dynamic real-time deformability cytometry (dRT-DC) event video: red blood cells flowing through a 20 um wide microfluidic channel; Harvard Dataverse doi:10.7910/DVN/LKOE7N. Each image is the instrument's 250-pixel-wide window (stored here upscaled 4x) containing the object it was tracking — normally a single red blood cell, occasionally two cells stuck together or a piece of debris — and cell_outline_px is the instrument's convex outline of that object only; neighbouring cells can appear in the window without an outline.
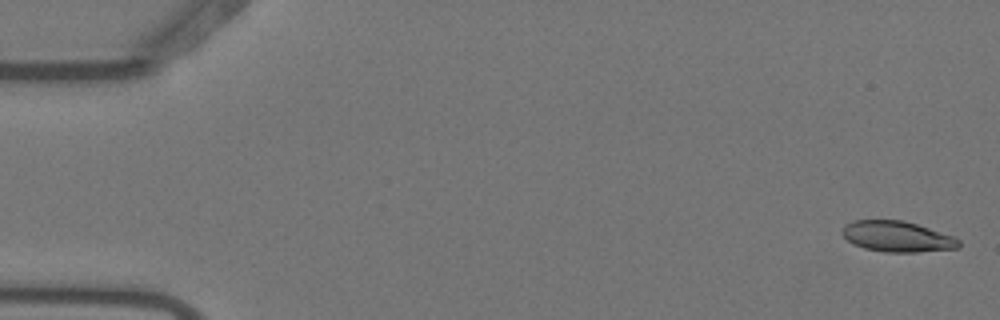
{"species": "Egyptian fruit bat (a non-hibernating species)", "species_latin": "Rousettus aegyptiacus", "temperature_condition": "warm", "stored_images_in_passage": 7, "camera_frame_rate_fps": 3000, "um_per_image_px": 0.085, "animal": {"sex": "female"}, "frame": {"image": 1, "passage_image": 1, "time_ms": 0.0, "image_size_px": [1000, 320], "cell_outline_px": [[960, 248], [916, 252], [884, 252], [864, 248], [852, 244], [840, 232], [844, 224], [852, 220], [904, 220], [952, 236], [960, 240]], "centroid_in_image_um": [76.21, 20.1], "position_along_channel_um": 8.8, "area_um2": 20.92}}
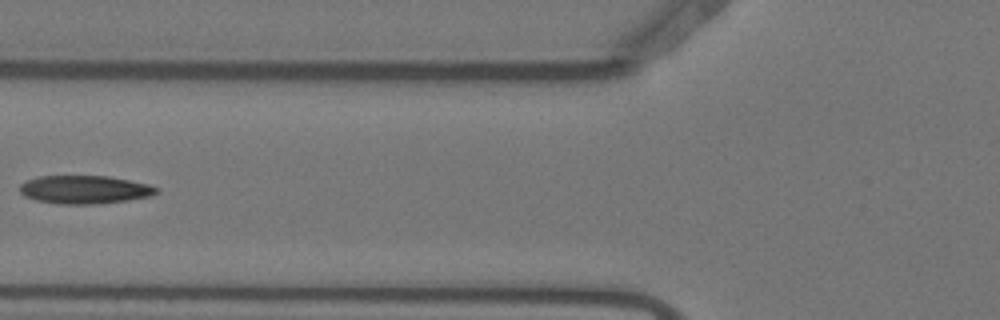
{"frame": {"image": 2, "passage_image": 6, "time_ms": 1.667, "image_size_px": [1000, 320], "cell_outline_px": [[160, 192], [152, 196], [128, 200], [96, 204], [60, 204], [36, 200], [24, 196], [20, 192], [20, 184], [28, 180], [40, 176], [108, 176], [148, 184], [160, 188]], "centroid_in_image_um": [7.23, 16.12], "position_along_channel_um": 118.6, "area_um2": 22.54}}
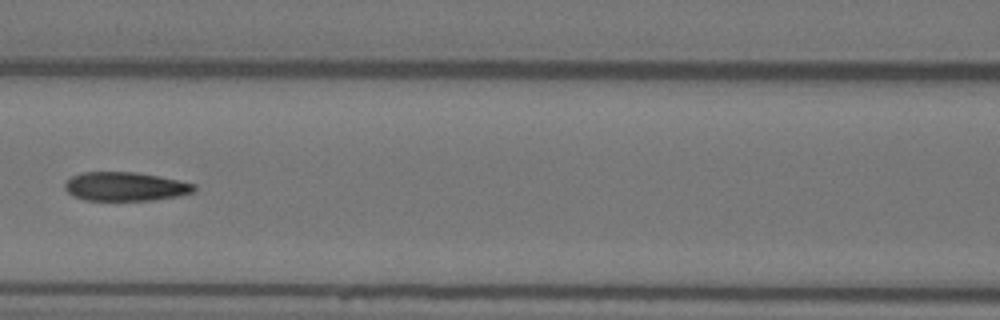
{"frame": {"image": 3, "passage_image": 7, "time_ms": 2.0, "image_size_px": [1000, 320], "cell_outline_px": [[196, 192], [176, 196], [152, 200], [84, 200], [72, 196], [64, 188], [64, 184], [72, 176], [84, 172], [132, 172], [180, 180], [196, 184]], "centroid_in_image_um": [10.65, 15.86], "position_along_channel_um": 155.9, "area_um2": 21.68}}